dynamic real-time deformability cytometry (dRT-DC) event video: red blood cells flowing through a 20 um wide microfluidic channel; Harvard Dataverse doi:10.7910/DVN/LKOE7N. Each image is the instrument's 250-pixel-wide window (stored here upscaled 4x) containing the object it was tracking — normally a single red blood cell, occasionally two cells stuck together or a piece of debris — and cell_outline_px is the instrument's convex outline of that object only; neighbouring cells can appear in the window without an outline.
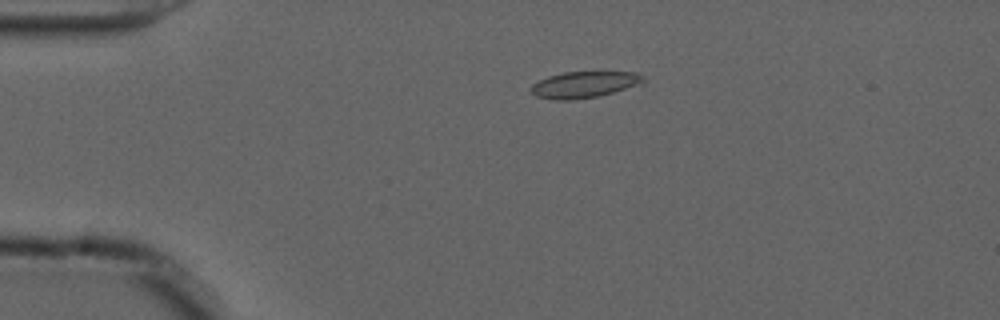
{"species": "common noctule bat (a hibernating species)", "species_latin": "Nyctalus noctula", "temperature_condition": "cold", "stored_images_in_passage": 17, "camera_frame_rate_fps": 3000, "um_per_image_px": 0.085, "animal": {"sex": "male", "forearm_length_mm": 52.5}, "frame": {"image": 1, "passage_image": 12, "time_ms": 3.667, "image_size_px": [1000, 320], "cell_outline_px": [[644, 84], [600, 96], [572, 100], [552, 100], [536, 96], [528, 88], [532, 84], [548, 76], [564, 72], [640, 72], [644, 76]], "centroid_in_image_um": [49.69, 7.19], "position_along_channel_um": 35.3, "area_um2": 17.57}}